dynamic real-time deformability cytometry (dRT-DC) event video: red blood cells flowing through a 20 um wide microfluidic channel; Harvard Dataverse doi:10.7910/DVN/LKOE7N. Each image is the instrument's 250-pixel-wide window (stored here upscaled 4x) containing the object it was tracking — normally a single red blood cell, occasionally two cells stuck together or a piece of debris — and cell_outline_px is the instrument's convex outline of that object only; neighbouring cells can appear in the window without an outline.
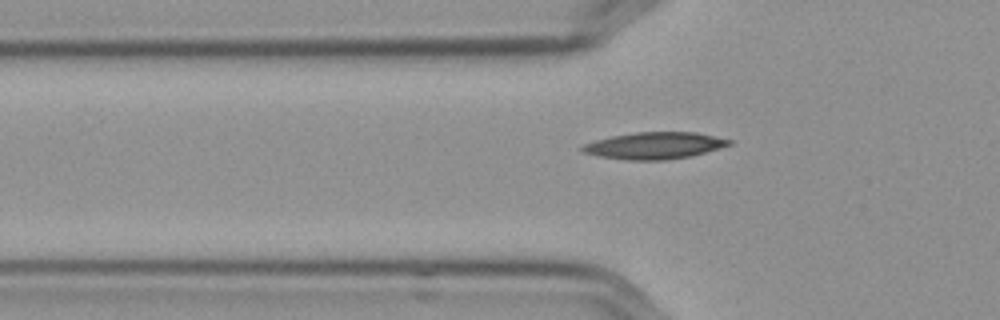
{"species": "Egyptian fruit bat (a non-hibernating species)", "species_latin": "Rousettus aegyptiacus", "temperature_condition": "cold", "stored_images_in_passage": 37, "camera_frame_rate_fps": 3000, "um_per_image_px": 0.085, "frame": {"image": 1, "passage_image": 5, "time_ms": 1.333, "image_size_px": [1000, 320], "cell_outline_px": [[732, 144], [692, 156], [664, 160], [628, 160], [600, 156], [584, 152], [580, 148], [584, 144], [596, 140], [612, 136], [636, 132], [696, 132], [732, 140]], "centroid_in_image_um": [55.65, 12.37], "position_along_channel_um": 70.1, "area_um2": 22.72}}
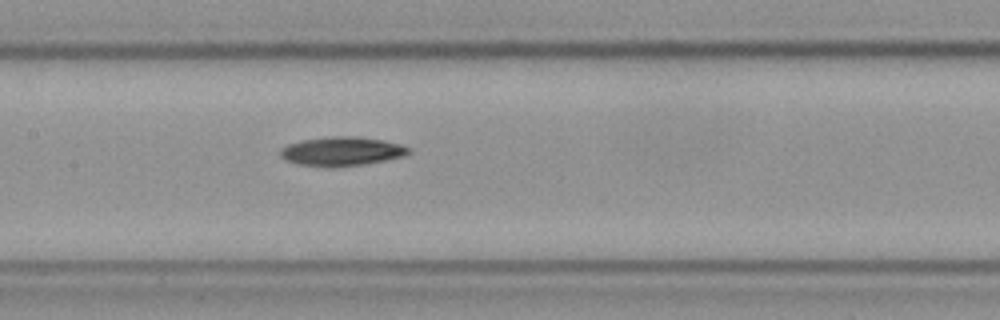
{"frame": {"image": 2, "passage_image": 14, "time_ms": 4.333, "image_size_px": [1000, 320], "cell_outline_px": [[412, 152], [404, 156], [364, 164], [328, 168], [296, 164], [284, 160], [280, 156], [280, 148], [288, 144], [300, 140], [332, 136], [356, 136], [380, 140], [400, 144], [412, 148]], "centroid_in_image_um": [29.01, 12.87], "position_along_channel_um": 178.4, "area_um2": 21.96}}
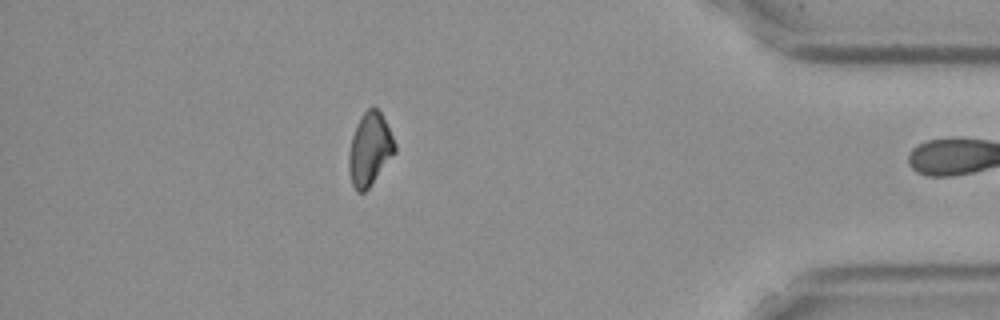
{"frame": {"image": 3, "passage_image": 36, "time_ms": 11.667, "image_size_px": [1000, 320], "cell_outline_px": [[396, 152], [368, 188], [364, 192], [356, 192], [352, 184], [348, 168], [348, 152], [352, 136], [356, 124], [360, 116], [372, 104], [380, 112], [396, 144]], "centroid_in_image_um": [31.41, 12.67], "position_along_channel_um": 403.8, "area_um2": 19.54}}